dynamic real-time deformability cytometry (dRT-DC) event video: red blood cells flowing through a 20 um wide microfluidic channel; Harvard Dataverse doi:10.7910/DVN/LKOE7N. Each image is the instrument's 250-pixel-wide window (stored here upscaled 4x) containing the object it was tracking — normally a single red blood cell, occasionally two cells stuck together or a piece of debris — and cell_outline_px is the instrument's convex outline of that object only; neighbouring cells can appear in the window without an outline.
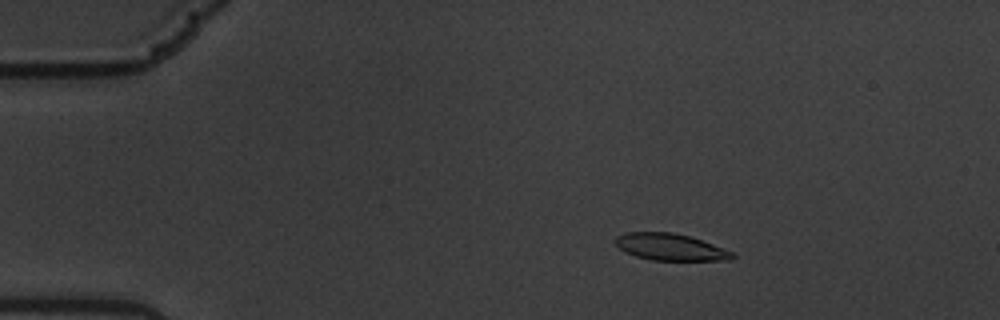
{"species": "common noctule bat (a hibernating species)", "species_latin": "Nyctalus noctula", "temperature_condition": "warm", "stored_images_in_passage": 52, "camera_frame_rate_fps": 3000, "um_per_image_px": 0.085, "animal": {"sex": "male", "body_mass_g": 19.5, "forearm_length_mm": 54.6}, "frame": {"image": 1, "passage_image": 2, "time_ms": 0.333, "image_size_px": [1000, 320], "cell_outline_px": [[736, 256], [732, 260], [652, 260], [636, 256], [624, 252], [616, 244], [616, 236], [624, 232], [672, 232], [688, 236], [712, 244], [732, 252]], "centroid_in_image_um": [56.95, 21.0], "position_along_channel_um": 28.0, "area_um2": 18.09}}
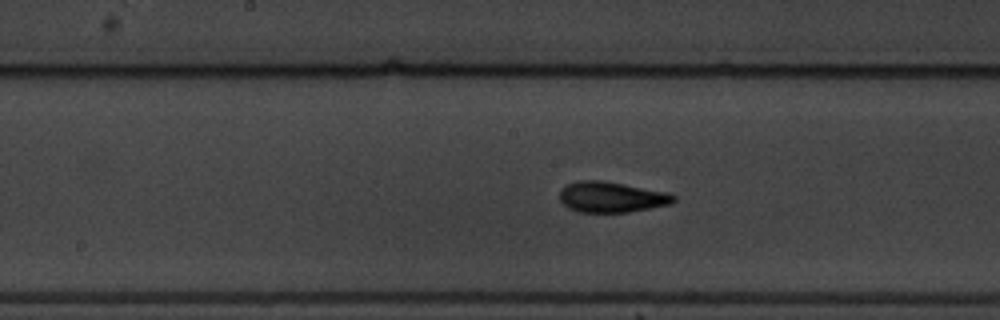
{"frame": {"image": 2, "passage_image": 23, "time_ms": 7.333, "image_size_px": [1000, 320], "cell_outline_px": [[676, 200], [668, 204], [628, 212], [580, 212], [568, 208], [560, 200], [560, 192], [568, 184], [580, 180], [600, 180], [624, 184], [668, 192], [676, 196]], "centroid_in_image_um": [51.98, 16.75], "position_along_channel_um": 196.2, "area_um2": 20.11}}
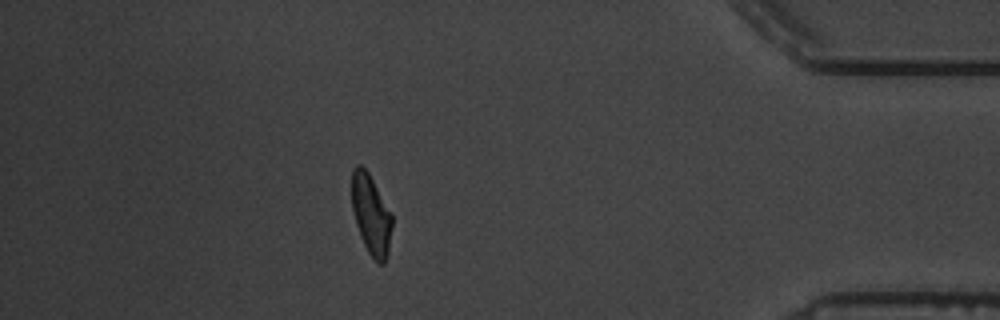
{"frame": {"image": 3, "passage_image": 45, "time_ms": 14.667, "image_size_px": [1000, 320], "cell_outline_px": [[392, 228], [388, 256], [384, 264], [380, 264], [368, 252], [360, 236], [356, 224], [352, 208], [352, 168], [356, 164], [360, 164], [368, 172], [392, 212]], "centroid_in_image_um": [31.55, 18.24], "position_along_channel_um": 403.6, "area_um2": 18.96}, "authors_computed_cell_mechanics": {"area_um2": 19.652, "velocity_mm_per_s": 3.378, "shape_relaxation_time_tau1_ms": 4.4726, "shape_relaxation_time_tau2_ms": 1.5277, "deformation_change_tau1": 0.1766, "deformation_change_tau2": 0.0888}}